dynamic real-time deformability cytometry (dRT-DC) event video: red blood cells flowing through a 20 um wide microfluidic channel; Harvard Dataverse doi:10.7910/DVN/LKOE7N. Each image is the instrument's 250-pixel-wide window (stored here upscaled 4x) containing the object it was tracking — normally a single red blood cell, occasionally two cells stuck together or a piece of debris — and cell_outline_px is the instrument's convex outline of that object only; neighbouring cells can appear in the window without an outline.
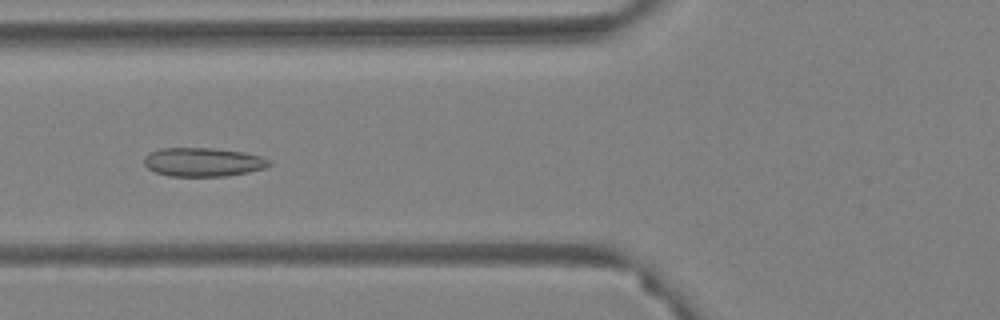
{"species": "Egyptian fruit bat (a non-hibernating species)", "species_latin": "Rousettus aegyptiacus", "temperature_condition": "warm", "stored_images_in_passage": 58, "camera_frame_rate_fps": 3000, "um_per_image_px": 0.085, "animal": {"sex": "female"}, "frame": {"image": 1, "passage_image": 23, "time_ms": 7.333, "image_size_px": [1000, 320], "cell_outline_px": [[272, 164], [264, 168], [248, 172], [224, 176], [168, 176], [156, 172], [148, 168], [144, 164], [144, 156], [148, 152], [160, 148], [212, 148], [244, 152], [260, 156], [272, 160]], "centroid_in_image_um": [17.25, 13.77], "position_along_channel_um": 108.6, "area_um2": 21.1}}
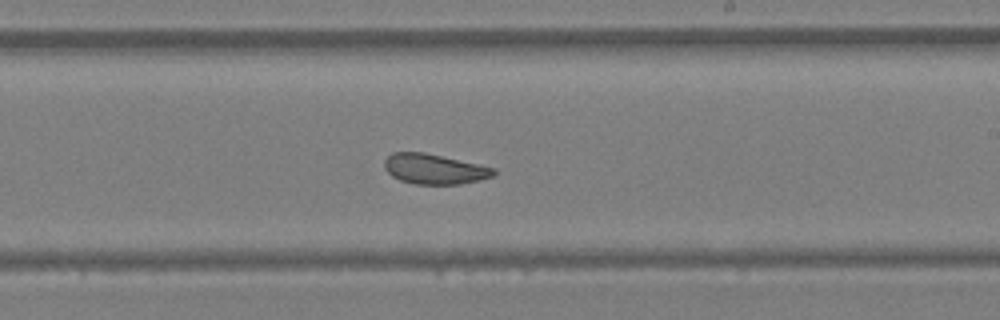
{"frame": {"image": 2, "passage_image": 35, "time_ms": 11.333, "image_size_px": [1000, 320], "cell_outline_px": [[496, 172], [492, 176], [460, 184], [416, 184], [400, 180], [392, 176], [384, 168], [384, 160], [392, 152], [424, 152], [496, 168]], "centroid_in_image_um": [36.89, 14.36], "position_along_channel_um": 252.1, "area_um2": 19.02}}
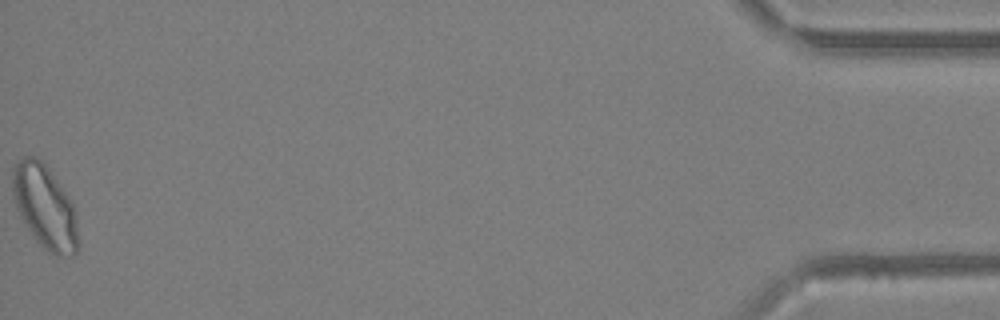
{"frame": {"image": 3, "passage_image": 58, "time_ms": 19.0, "image_size_px": [1000, 320], "cell_outline_px": [[80, 244], [76, 252], [72, 256], [56, 256], [44, 248], [36, 240], [28, 228], [16, 208], [12, 196], [12, 168], [24, 156], [36, 156], [48, 168], [68, 196], [76, 212], [80, 240]], "centroid_in_image_um": [3.83, 17.61], "position_along_channel_um": 431.4, "area_um2": 32.08}, "authors_computed_cell_mechanics": {"area_um2": 23.2067, "velocity_mm_per_s": 3.5974, "shape_relaxation_time_tau1_ms": null, "shape_relaxation_time_tau2_ms": 1.5155, "deformation_change_tau1": null, "deformation_change_tau2": 0.063}}